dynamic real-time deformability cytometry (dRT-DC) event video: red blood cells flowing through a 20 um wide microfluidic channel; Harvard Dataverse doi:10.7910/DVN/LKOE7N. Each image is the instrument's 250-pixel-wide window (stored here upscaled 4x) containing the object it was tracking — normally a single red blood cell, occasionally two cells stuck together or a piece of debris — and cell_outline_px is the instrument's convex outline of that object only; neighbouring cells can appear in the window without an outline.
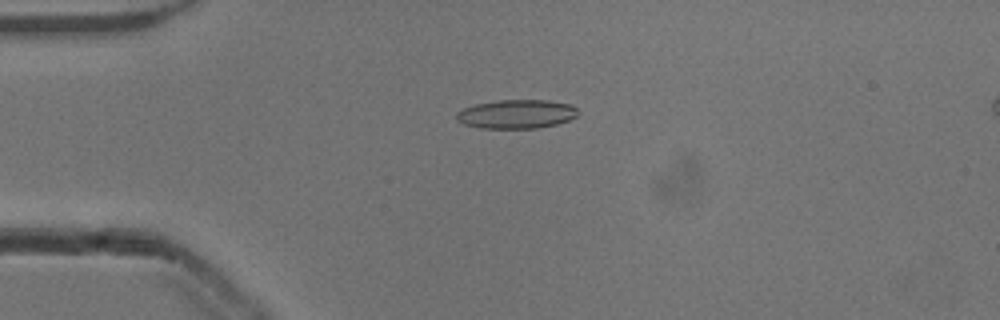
{"species": "common noctule bat (a hibernating species)", "species_latin": "Nyctalus noctula", "temperature_condition": "cold", "stored_images_in_passage": 53, "camera_frame_rate_fps": 3000, "um_per_image_px": 0.085, "animal": {"sex": "male", "body_mass_g": 13.3}, "frame": {"image": 1, "passage_image": 13, "time_ms": 4.0, "image_size_px": [1000, 320], "cell_outline_px": [[580, 112], [576, 116], [568, 120], [556, 124], [536, 128], [480, 128], [464, 124], [456, 120], [456, 112], [464, 108], [476, 104], [496, 100], [548, 100], [568, 104], [576, 108]], "centroid_in_image_um": [43.88, 9.69], "position_along_channel_um": 41.1, "area_um2": 20.4}}
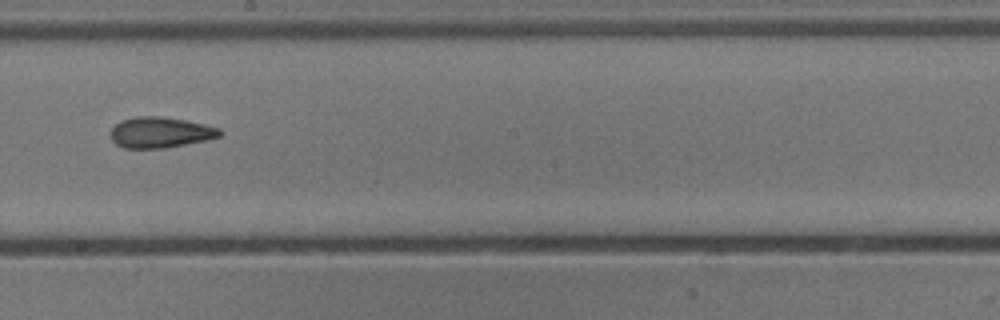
{"frame": {"image": 2, "passage_image": 30, "time_ms": 9.667, "image_size_px": [1000, 320], "cell_outline_px": [[224, 132], [220, 136], [208, 140], [164, 148], [124, 148], [116, 144], [112, 140], [108, 132], [120, 120], [136, 116], [160, 116], [184, 120], [204, 124], [220, 128]], "centroid_in_image_um": [13.62, 11.25], "position_along_channel_um": 234.6, "area_um2": 19.77}}
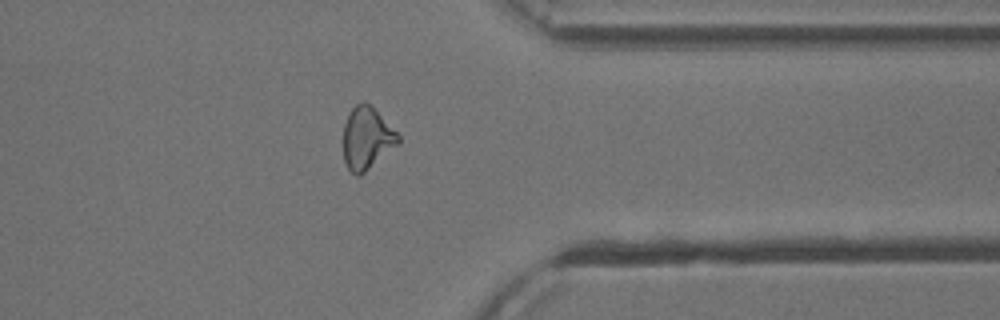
{"frame": {"image": 3, "passage_image": 42, "time_ms": 13.667, "image_size_px": [1000, 320], "cell_outline_px": [[400, 144], [360, 176], [356, 176], [344, 164], [344, 124], [348, 112], [356, 104], [364, 100], [372, 104], [400, 136]], "centroid_in_image_um": [31.19, 11.73], "position_along_channel_um": 380.2, "area_um2": 20.35}, "authors_computed_cell_mechanics": {"area_um2": 19.7676, "velocity_mm_per_s": 3.8647, "shape_relaxation_time_tau1_ms": 4.1826, "shape_relaxation_time_tau2_ms": 2.8492, "deformation_change_tau1": 0.1567, "deformation_change_tau2": 0.124}}